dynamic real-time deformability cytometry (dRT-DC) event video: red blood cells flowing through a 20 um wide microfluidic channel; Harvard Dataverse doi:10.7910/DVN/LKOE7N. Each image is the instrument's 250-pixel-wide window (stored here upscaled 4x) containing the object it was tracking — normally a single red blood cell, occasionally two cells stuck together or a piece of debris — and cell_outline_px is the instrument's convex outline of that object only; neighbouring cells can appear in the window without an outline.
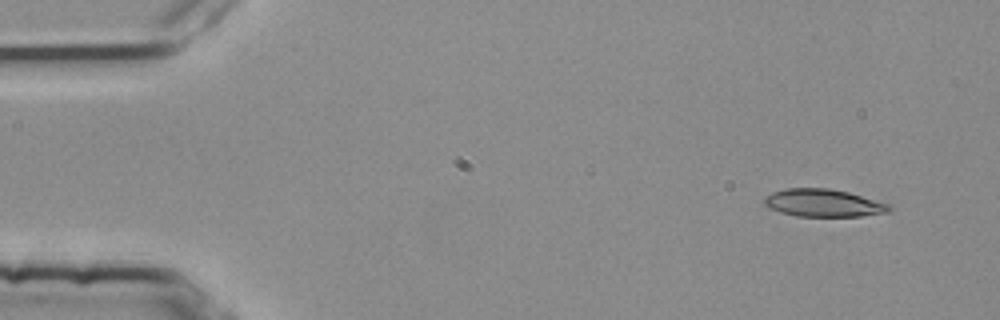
{"species": "common noctule bat (a hibernating species)", "species_latin": "Nyctalus noctula", "temperature_condition": "room temperature", "stored_images_in_passage": 3, "camera_frame_rate_fps": 3000, "um_per_image_px": 0.085, "animal": {"sex": "female", "body_mass_g": 25.1}, "frame": {"image": 1, "passage_image": 1, "time_ms": 0.0, "image_size_px": [1000, 320], "cell_outline_px": [[892, 208], [888, 212], [860, 216], [796, 216], [780, 212], [768, 208], [764, 204], [764, 196], [772, 192], [784, 188], [828, 188], [848, 192], [892, 204]], "centroid_in_image_um": [69.98, 17.25], "position_along_channel_um": 15.0, "area_um2": 20.29}}
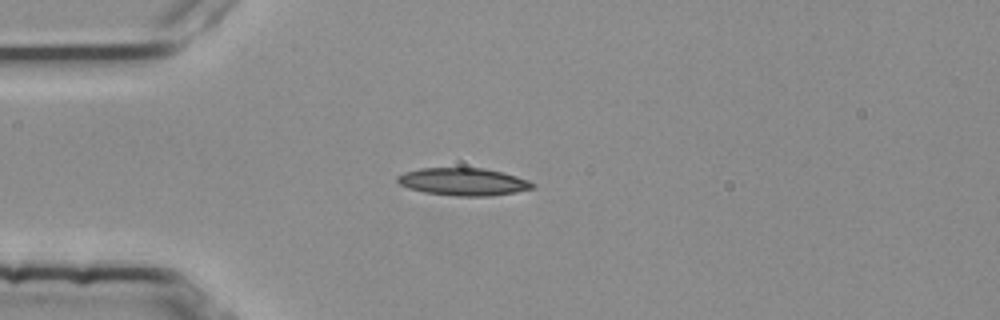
{"frame": {"image": 2, "passage_image": 3, "time_ms": 0.667, "image_size_px": [1000, 320], "cell_outline_px": [[536, 184], [532, 188], [516, 192], [488, 196], [460, 196], [424, 192], [408, 188], [400, 184], [396, 180], [396, 176], [404, 172], [420, 168], [484, 168], [516, 176], [528, 180]], "centroid_in_image_um": [39.35, 15.44], "position_along_channel_um": 45.6, "area_um2": 21.56}}